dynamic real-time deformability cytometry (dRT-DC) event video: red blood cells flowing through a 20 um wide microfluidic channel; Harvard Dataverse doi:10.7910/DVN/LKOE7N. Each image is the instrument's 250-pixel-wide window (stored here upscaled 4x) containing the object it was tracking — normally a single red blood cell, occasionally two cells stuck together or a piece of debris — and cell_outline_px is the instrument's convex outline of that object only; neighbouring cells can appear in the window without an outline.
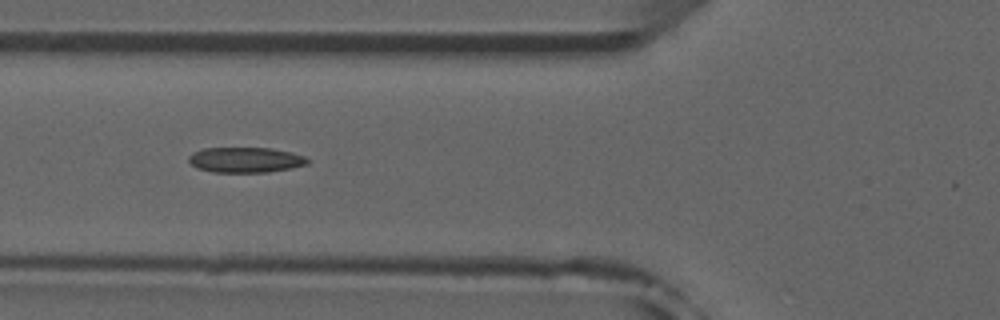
{"species": "common noctule bat (a hibernating species)", "species_latin": "Nyctalus noctula", "temperature_condition": "room temperature", "stored_images_in_passage": 44, "camera_frame_rate_fps": 3000, "um_per_image_px": 0.085, "animal": {"sex": "male", "forearm_length_mm": 52.5}, "frame": {"image": 1, "passage_image": 19, "time_ms": 6.0, "image_size_px": [1000, 320], "cell_outline_px": [[312, 160], [308, 164], [292, 168], [268, 172], [212, 172], [196, 168], [188, 160], [188, 156], [192, 152], [204, 148], [272, 148], [292, 152], [304, 156]], "centroid_in_image_um": [20.89, 13.59], "position_along_channel_um": 104.9, "area_um2": 17.74}}